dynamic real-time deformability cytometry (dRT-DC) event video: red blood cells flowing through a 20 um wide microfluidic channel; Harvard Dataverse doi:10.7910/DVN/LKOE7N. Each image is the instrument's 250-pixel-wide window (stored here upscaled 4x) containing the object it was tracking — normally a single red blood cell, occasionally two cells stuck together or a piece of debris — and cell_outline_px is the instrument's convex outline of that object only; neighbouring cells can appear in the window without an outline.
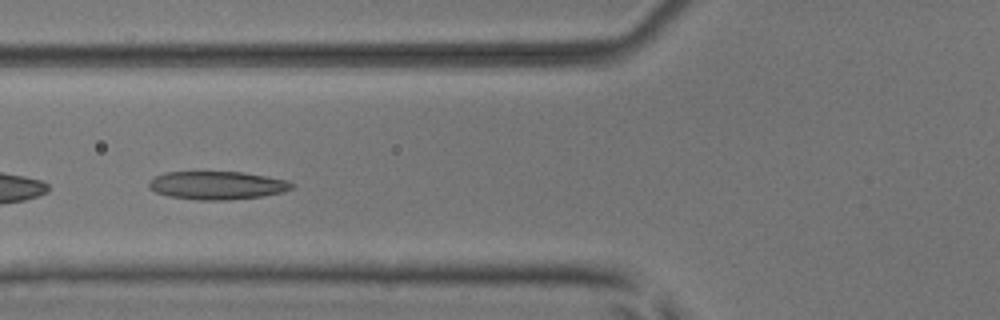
{"species": "common noctule bat (a hibernating species)", "species_latin": "Nyctalus noctula", "temperature_condition": "room temperature", "stored_images_in_passage": 41, "camera_frame_rate_fps": 3000, "um_per_image_px": 0.085, "animal": {"sex": "male", "body_mass_g": 17.9, "forearm_length_mm": 54.2}, "frame": {"image": 1, "passage_image": 18, "time_ms": 5.667, "image_size_px": [1000, 320], "cell_outline_px": [[296, 184], [292, 188], [284, 192], [260, 196], [228, 200], [196, 200], [168, 196], [156, 192], [148, 188], [148, 180], [164, 172], [244, 172], [288, 180]], "centroid_in_image_um": [18.45, 15.75], "position_along_channel_um": 107.4, "area_um2": 23.64}}
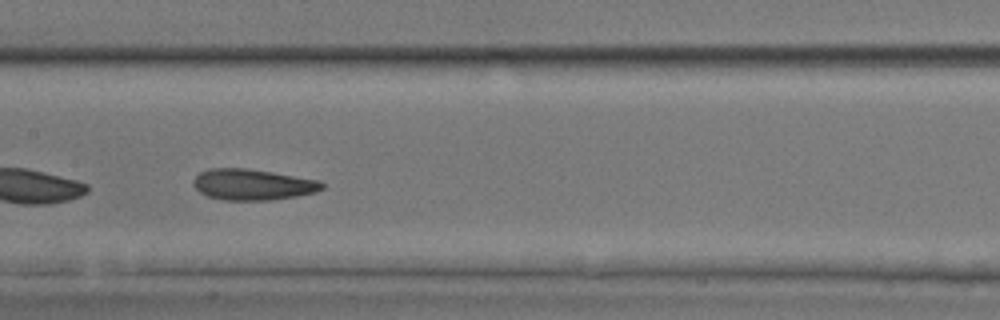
{"frame": {"image": 2, "passage_image": 24, "time_ms": 7.667, "image_size_px": [1000, 320], "cell_outline_px": [[324, 188], [316, 192], [296, 196], [272, 200], [224, 200], [208, 196], [200, 192], [192, 184], [192, 180], [200, 172], [208, 168], [248, 168], [320, 180], [324, 184]], "centroid_in_image_um": [21.47, 15.68], "position_along_channel_um": 185.9, "area_um2": 23.35}, "authors_computed_cell_mechanics": {"area_um2": 23.6402, "velocity_mm_per_s": 3.9417, "shape_relaxation_time_tau1_ms": 3.0847, "shape_relaxation_time_tau2_ms": 3.0334, "deformation_change_tau1": 0.1087, "deformation_change_tau2": 0.1105}}